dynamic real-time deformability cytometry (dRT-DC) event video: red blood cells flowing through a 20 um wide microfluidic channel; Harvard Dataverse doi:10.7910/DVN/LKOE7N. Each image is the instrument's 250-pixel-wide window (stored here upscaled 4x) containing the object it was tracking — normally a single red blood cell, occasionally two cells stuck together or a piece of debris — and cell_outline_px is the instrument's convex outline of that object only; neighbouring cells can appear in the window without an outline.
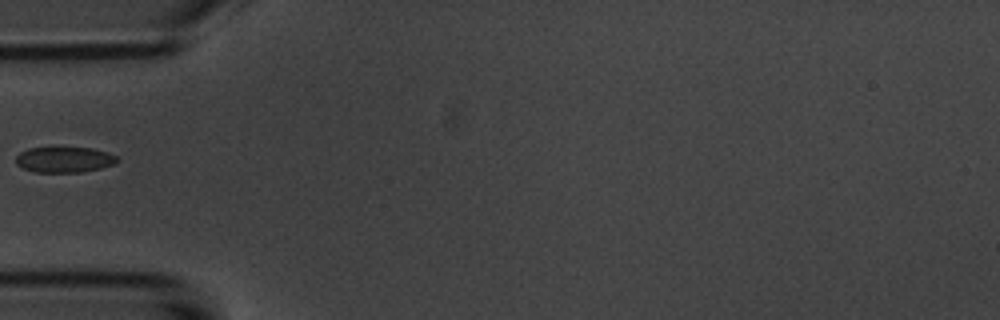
{"species": "common noctule bat (a hibernating species)", "species_latin": "Nyctalus noctula", "temperature_condition": "room temperature", "stored_images_in_passage": 5, "camera_frame_rate_fps": 3000, "um_per_image_px": 0.085, "animal": {"sex": "male", "body_mass_g": 20.1, "forearm_length_mm": 53.5}, "frame": {"image": 1, "passage_image": 5, "time_ms": 4.667, "image_size_px": [1000, 320], "cell_outline_px": [[116, 164], [100, 168], [80, 172], [36, 172], [24, 168], [16, 164], [16, 156], [20, 152], [28, 148], [92, 148], [108, 152], [116, 156]], "centroid_in_image_um": [5.46, 13.57], "position_along_channel_um": 79.5, "area_um2": 14.97}}